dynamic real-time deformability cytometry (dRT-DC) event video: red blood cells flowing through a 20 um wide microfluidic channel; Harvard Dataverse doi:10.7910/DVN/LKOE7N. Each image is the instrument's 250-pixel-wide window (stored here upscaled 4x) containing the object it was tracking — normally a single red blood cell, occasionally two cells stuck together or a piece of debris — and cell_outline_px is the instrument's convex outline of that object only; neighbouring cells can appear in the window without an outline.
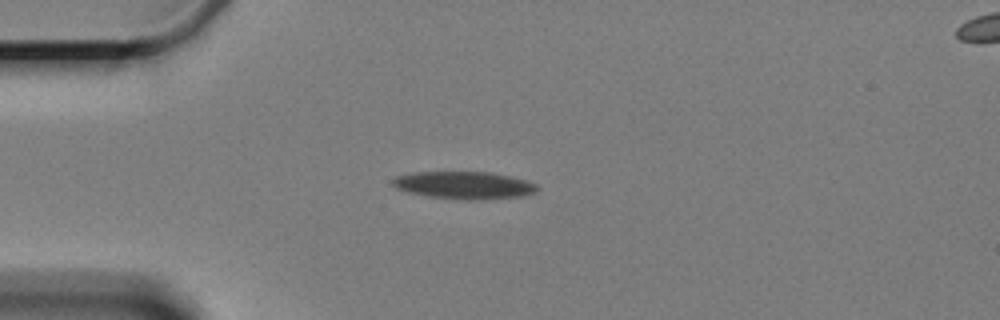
{"species": "Egyptian fruit bat (a non-hibernating species)", "species_latin": "Rousettus aegyptiacus", "temperature_condition": "cold", "stored_images_in_passage": 3, "camera_frame_rate_fps": 3000, "um_per_image_px": 0.085, "animal": {"sex": "female"}, "frame": {"image": 1, "passage_image": 1, "time_ms": 0.0, "image_size_px": [1000, 320], "cell_outline_px": [[540, 188], [536, 192], [524, 196], [488, 200], [464, 200], [428, 196], [408, 192], [396, 188], [392, 184], [392, 180], [396, 176], [412, 172], [488, 172], [508, 176], [524, 180], [536, 184]], "centroid_in_image_um": [39.46, 15.76], "position_along_channel_um": 45.5, "area_um2": 23.29}}
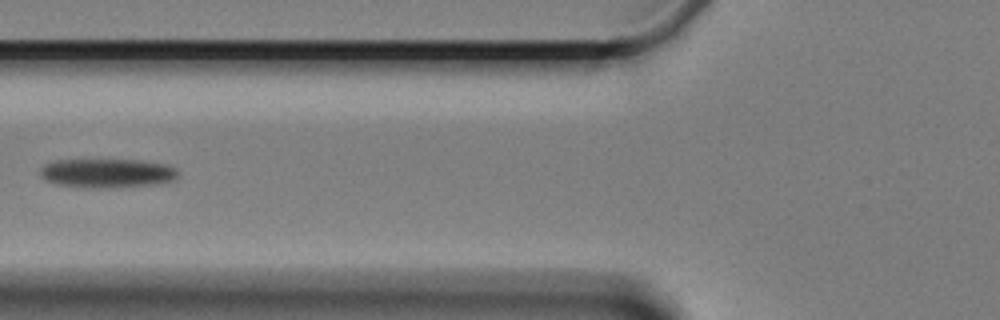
{"frame": {"image": 2, "passage_image": 3, "time_ms": 2.667, "image_size_px": [1000, 320], "cell_outline_px": [[180, 176], [172, 180], [160, 184], [108, 188], [84, 188], [56, 184], [44, 180], [40, 176], [40, 168], [44, 164], [56, 160], [140, 160], [168, 164], [176, 168], [180, 172]], "centroid_in_image_um": [9.13, 14.73], "position_along_channel_um": 116.7, "area_um2": 23.87}}